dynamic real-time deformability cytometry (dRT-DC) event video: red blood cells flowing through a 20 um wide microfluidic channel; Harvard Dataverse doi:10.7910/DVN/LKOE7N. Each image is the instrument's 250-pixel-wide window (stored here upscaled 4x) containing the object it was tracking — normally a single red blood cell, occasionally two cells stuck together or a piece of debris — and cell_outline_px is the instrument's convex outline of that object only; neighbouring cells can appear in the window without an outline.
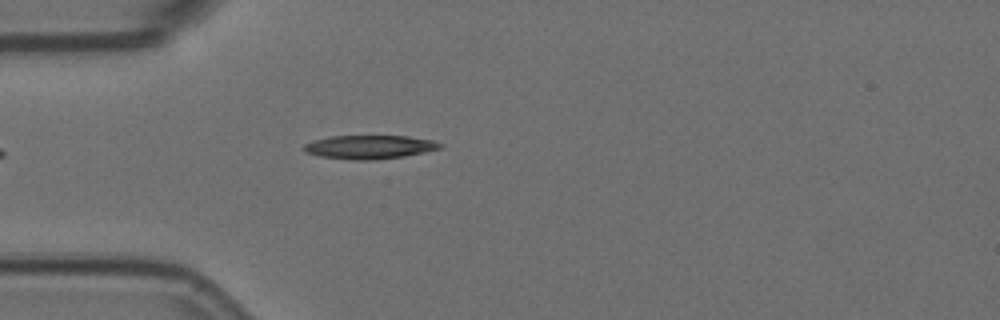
{"species": "Egyptian fruit bat (a non-hibernating species)", "species_latin": "Rousettus aegyptiacus", "temperature_condition": "room temperature", "stored_images_in_passage": 1, "camera_frame_rate_fps": 3000, "um_per_image_px": 0.085, "animal": {"sex": "female"}, "frame": {"image": 1, "passage_image": 1, "time_ms": 0.0, "image_size_px": [1000, 320], "cell_outline_px": [[444, 144], [440, 148], [424, 152], [404, 156], [376, 160], [356, 160], [320, 156], [308, 152], [304, 148], [304, 144], [312, 140], [328, 136], [408, 136], [432, 140]], "centroid_in_image_um": [31.42, 12.49], "position_along_channel_um": 53.6, "area_um2": 18.67}}